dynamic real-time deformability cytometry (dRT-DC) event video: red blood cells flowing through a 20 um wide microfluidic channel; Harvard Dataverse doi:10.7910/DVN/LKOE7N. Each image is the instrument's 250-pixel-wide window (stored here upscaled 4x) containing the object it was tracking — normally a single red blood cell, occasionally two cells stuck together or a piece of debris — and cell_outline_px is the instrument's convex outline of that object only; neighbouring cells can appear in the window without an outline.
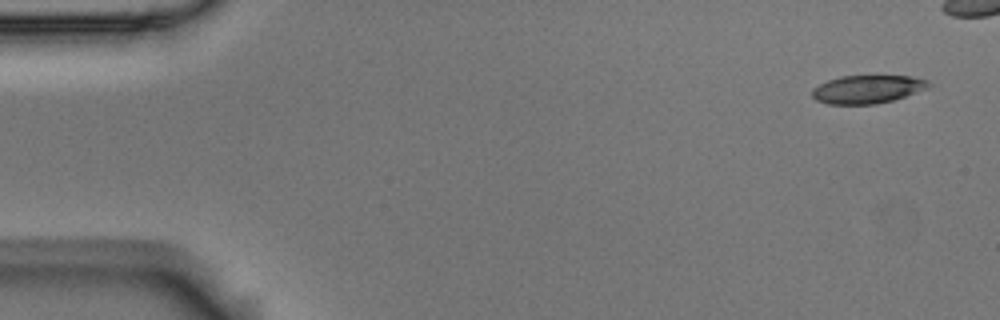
{"species": "Egyptian fruit bat (a non-hibernating species)", "species_latin": "Rousettus aegyptiacus", "temperature_condition": "room temperature", "stored_images_in_passage": 7, "camera_frame_rate_fps": 3000, "um_per_image_px": 0.085, "animal": {"sex": "male"}, "frame": {"image": 1, "passage_image": 1, "time_ms": 0.0, "image_size_px": [1000, 320], "cell_outline_px": [[932, 84], [928, 88], [892, 100], [876, 104], [828, 104], [816, 100], [812, 96], [812, 88], [828, 80], [840, 76], [912, 76], [928, 80]], "centroid_in_image_um": [73.73, 7.58], "position_along_channel_um": 11.3, "area_um2": 19.07}}
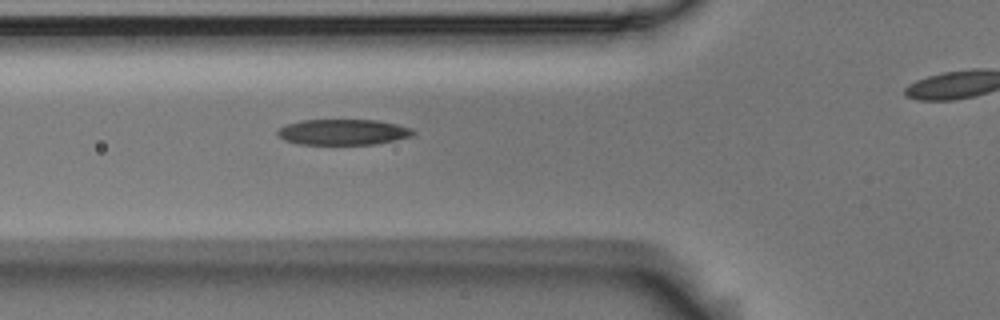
{"frame": {"image": 2, "passage_image": 6, "time_ms": 1.667, "image_size_px": [1000, 320], "cell_outline_px": [[416, 132], [412, 136], [396, 140], [376, 144], [296, 144], [284, 140], [276, 132], [280, 128], [288, 124], [300, 120], [376, 120], [396, 124], [412, 128]], "centroid_in_image_um": [29.18, 11.23], "position_along_channel_um": 96.6, "area_um2": 20.29}}